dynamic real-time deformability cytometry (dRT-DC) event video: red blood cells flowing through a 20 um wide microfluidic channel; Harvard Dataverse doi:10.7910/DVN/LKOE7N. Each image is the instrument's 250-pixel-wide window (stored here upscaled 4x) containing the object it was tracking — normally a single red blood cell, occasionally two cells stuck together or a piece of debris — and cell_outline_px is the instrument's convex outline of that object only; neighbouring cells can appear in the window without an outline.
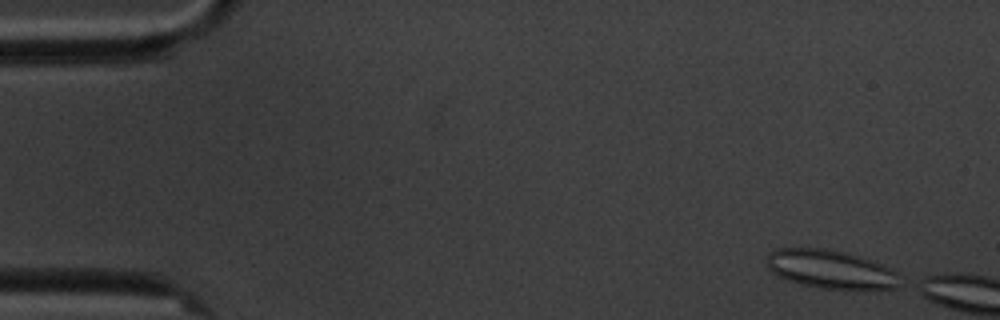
{"species": "common noctule bat (a hibernating species)", "species_latin": "Nyctalus noctula", "temperature_condition": "cold", "stored_images_in_passage": 3, "camera_frame_rate_fps": 3000, "um_per_image_px": 0.085, "animal": {"sex": "male", "body_mass_g": 20.1, "forearm_length_mm": 53.5}, "frame": {"image": 1, "passage_image": 1, "time_ms": 0.0, "image_size_px": [1000, 320], "cell_outline_px": [[904, 284], [896, 288], [820, 288], [800, 284], [788, 280], [772, 272], [768, 268], [764, 260], [776, 248], [824, 248], [844, 252], [860, 256], [884, 264], [892, 268], [896, 272]], "centroid_in_image_um": [70.63, 22.87], "position_along_channel_um": 14.4, "area_um2": 29.94}}